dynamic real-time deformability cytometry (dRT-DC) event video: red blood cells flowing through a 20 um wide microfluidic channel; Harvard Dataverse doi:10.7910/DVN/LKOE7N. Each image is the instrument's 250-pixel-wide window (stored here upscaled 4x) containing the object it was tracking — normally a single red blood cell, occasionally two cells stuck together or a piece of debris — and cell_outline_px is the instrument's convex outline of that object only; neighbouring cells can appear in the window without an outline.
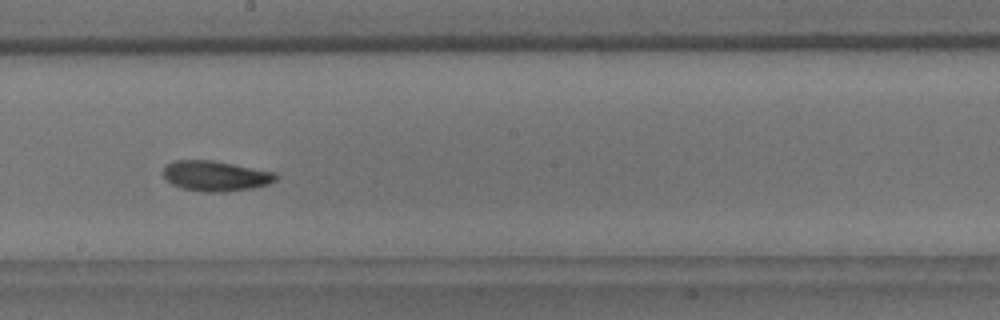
{"species": "common noctule bat (a hibernating species)", "species_latin": "Nyctalus noctula", "temperature_condition": "room temperature", "stored_images_in_passage": 9, "camera_frame_rate_fps": 3000, "um_per_image_px": 0.085, "animal": {"sex": "male", "body_mass_g": 18.8}, "frame": {"image": 1, "passage_image": 9, "time_ms": 9.333, "image_size_px": [1000, 320], "cell_outline_px": [[280, 176], [276, 180], [268, 184], [252, 188], [224, 192], [200, 192], [180, 188], [172, 184], [164, 176], [164, 168], [172, 160], [212, 160], [276, 172]], "centroid_in_image_um": [18.34, 14.96], "position_along_channel_um": 229.9, "area_um2": 20.0}}